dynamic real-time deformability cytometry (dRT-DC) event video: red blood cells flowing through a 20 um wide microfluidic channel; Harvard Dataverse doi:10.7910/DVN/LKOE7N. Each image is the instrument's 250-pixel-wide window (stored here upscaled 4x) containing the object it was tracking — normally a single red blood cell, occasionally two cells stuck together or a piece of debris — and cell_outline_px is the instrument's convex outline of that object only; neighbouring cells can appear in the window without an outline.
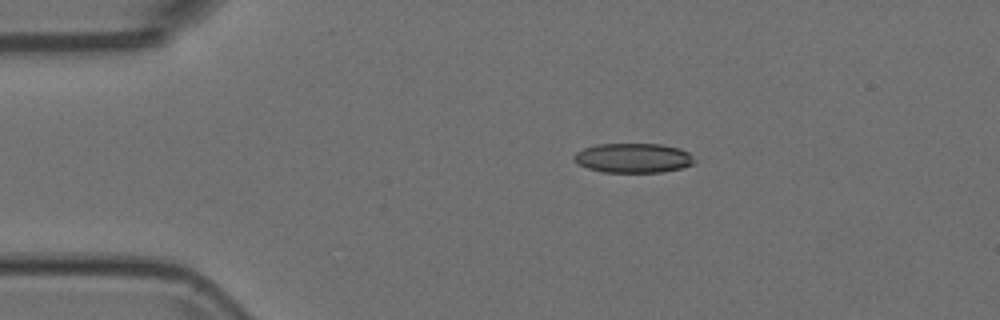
{"species": "Egyptian fruit bat (a non-hibernating species)", "species_latin": "Rousettus aegyptiacus", "temperature_condition": "room temperature", "stored_images_in_passage": 44, "camera_frame_rate_fps": 3000, "um_per_image_px": 0.085, "animal": {"sex": "female"}, "frame": {"image": 1, "passage_image": 1, "time_ms": 0.0, "image_size_px": [1000, 320], "cell_outline_px": [[696, 160], [692, 164], [680, 168], [660, 172], [604, 172], [588, 168], [580, 164], [572, 156], [576, 152], [584, 148], [596, 144], [660, 144], [680, 148], [688, 152]], "centroid_in_image_um": [53.83, 13.42], "position_along_channel_um": 31.2, "area_um2": 20.58}}
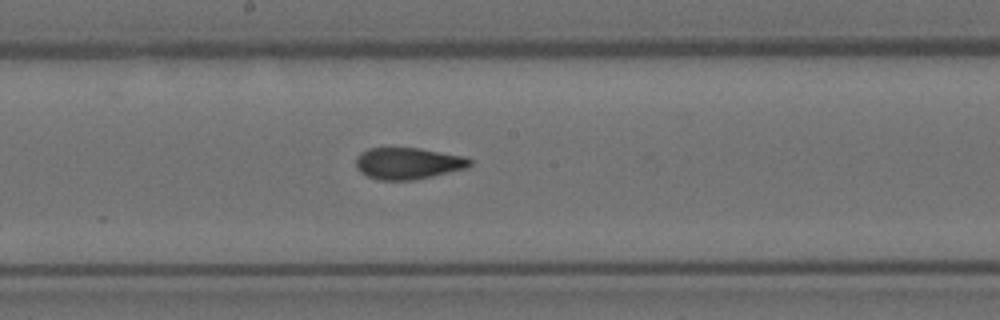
{"frame": {"image": 2, "passage_image": 19, "time_ms": 6.0, "image_size_px": [1000, 320], "cell_outline_px": [[472, 164], [468, 168], [432, 176], [412, 180], [380, 180], [368, 176], [360, 172], [356, 168], [356, 156], [360, 152], [368, 148], [420, 148], [464, 156], [472, 160]], "centroid_in_image_um": [34.68, 13.88], "position_along_channel_um": 213.5, "area_um2": 21.1}}
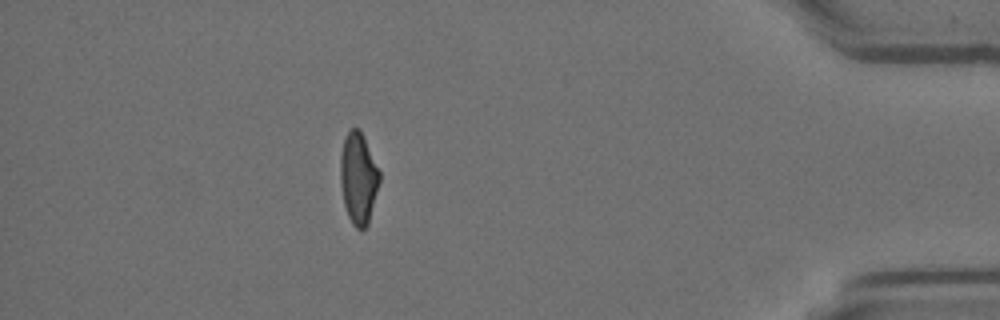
{"frame": {"image": 3, "passage_image": 38, "time_ms": 12.333, "image_size_px": [1000, 320], "cell_outline_px": [[380, 180], [368, 224], [360, 232], [352, 224], [348, 216], [344, 204], [340, 184], [340, 156], [344, 140], [348, 132], [352, 128], [360, 128], [364, 136], [380, 172]], "centroid_in_image_um": [30.46, 15.16], "position_along_channel_um": 404.7, "area_um2": 20.92}}